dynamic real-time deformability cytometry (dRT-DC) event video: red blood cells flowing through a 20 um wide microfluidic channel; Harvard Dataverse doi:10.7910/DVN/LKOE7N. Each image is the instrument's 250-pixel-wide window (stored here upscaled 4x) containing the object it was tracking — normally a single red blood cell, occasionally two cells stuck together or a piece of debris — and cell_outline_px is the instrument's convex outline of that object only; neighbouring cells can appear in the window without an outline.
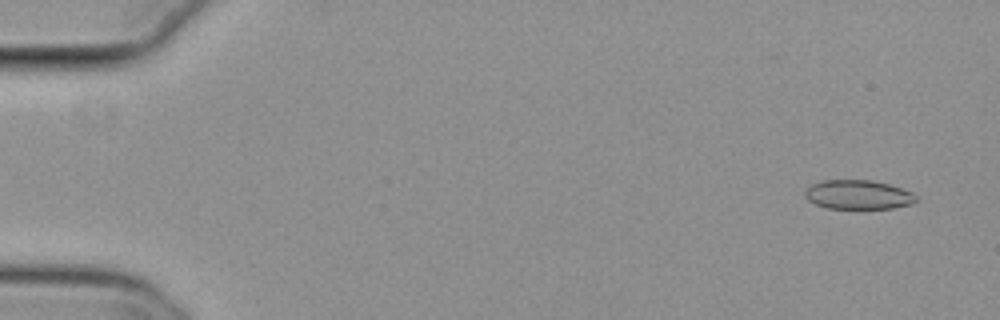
{"species": "common noctule bat (a hibernating species)", "species_latin": "Nyctalus noctula", "temperature_condition": "cold", "stored_images_in_passage": 54, "camera_frame_rate_fps": 3000, "um_per_image_px": 0.085, "animal": {"sex": "female", "body_mass_g": 29.2, "forearm_length_mm": 56.3}, "frame": {"image": 1, "passage_image": 2, "time_ms": 0.333, "image_size_px": [1000, 320], "cell_outline_px": [[916, 200], [912, 204], [892, 208], [860, 212], [828, 208], [816, 204], [808, 200], [804, 196], [804, 192], [812, 184], [820, 180], [872, 180], [888, 184], [912, 192], [916, 196]], "centroid_in_image_um": [72.93, 16.6], "position_along_channel_um": 12.1, "area_um2": 19.71}}
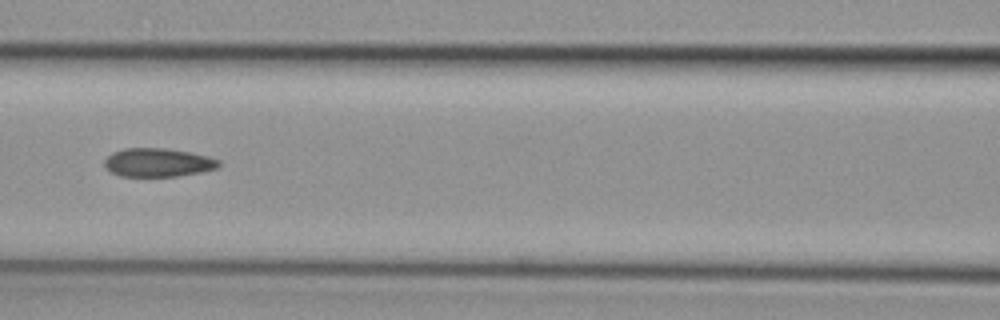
{"frame": {"image": 2, "passage_image": 24, "time_ms": 7.667, "image_size_px": [1000, 320], "cell_outline_px": [[220, 164], [216, 168], [200, 172], [176, 176], [120, 176], [104, 168], [104, 160], [112, 152], [124, 148], [164, 148], [192, 152], [208, 156], [220, 160]], "centroid_in_image_um": [13.4, 13.8], "position_along_channel_um": 153.2, "area_um2": 19.07}}
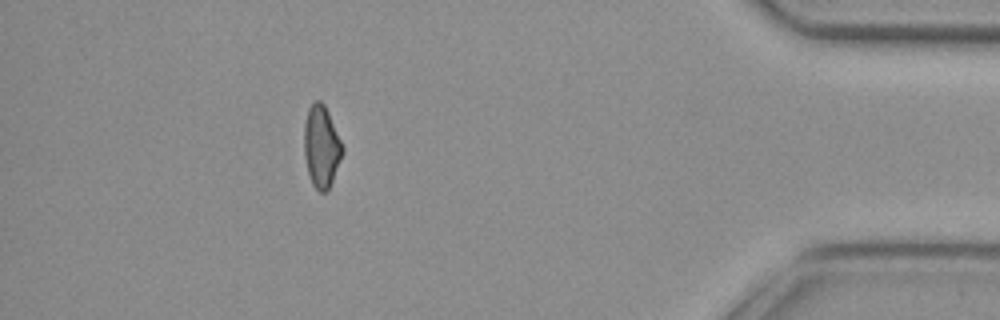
{"frame": {"image": 3, "passage_image": 48, "time_ms": 15.667, "image_size_px": [1000, 320], "cell_outline_px": [[344, 152], [332, 180], [328, 188], [324, 192], [320, 192], [312, 184], [308, 176], [304, 156], [304, 124], [308, 108], [316, 100], [320, 100], [324, 104], [328, 112], [344, 148]], "centroid_in_image_um": [27.3, 12.45], "position_along_channel_um": 407.9, "area_um2": 18.26}, "authors_computed_cell_mechanics": {"area_um2": 19.2763, "velocity_mm_per_s": 3.8125, "shape_relaxation_time_tau1_ms": null, "shape_relaxation_time_tau2_ms": 4.1995, "deformation_change_tau1": null, "deformation_change_tau2": 0.1103}}